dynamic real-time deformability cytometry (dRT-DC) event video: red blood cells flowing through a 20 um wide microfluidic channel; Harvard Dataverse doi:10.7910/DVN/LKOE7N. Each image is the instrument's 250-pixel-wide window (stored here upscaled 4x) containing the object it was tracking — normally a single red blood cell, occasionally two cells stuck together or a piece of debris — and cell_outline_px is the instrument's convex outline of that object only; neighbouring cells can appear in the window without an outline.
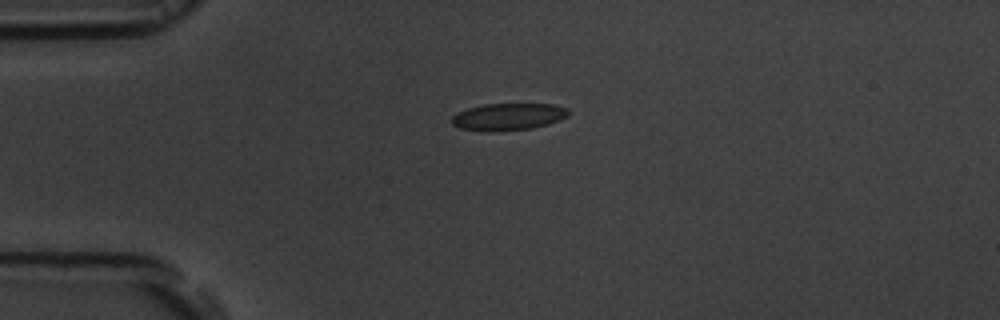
{"species": "common noctule bat (a hibernating species)", "species_latin": "Nyctalus noctula", "temperature_condition": "room temperature", "stored_images_in_passage": 2, "camera_frame_rate_fps": 3000, "um_per_image_px": 0.085, "animal": {"sex": "male", "body_mass_g": 19.5, "forearm_length_mm": 54.6}, "frame": {"image": 1, "passage_image": 1, "time_ms": 0.0, "image_size_px": [1000, 320], "cell_outline_px": [[568, 116], [560, 120], [548, 124], [532, 128], [492, 132], [488, 132], [460, 128], [452, 124], [452, 116], [468, 108], [484, 104], [552, 104], [568, 108]], "centroid_in_image_um": [43.21, 9.93], "position_along_channel_um": 41.8, "area_um2": 18.38}}